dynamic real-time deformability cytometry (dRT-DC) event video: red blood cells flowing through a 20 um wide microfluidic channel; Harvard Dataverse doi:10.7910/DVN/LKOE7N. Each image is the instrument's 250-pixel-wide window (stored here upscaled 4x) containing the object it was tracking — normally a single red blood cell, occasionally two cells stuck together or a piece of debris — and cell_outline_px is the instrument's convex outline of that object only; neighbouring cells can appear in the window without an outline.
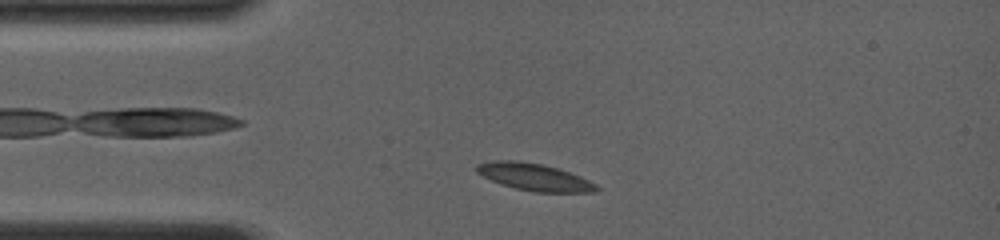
{"species": "common noctule bat (a hibernating species)", "species_latin": "Nyctalus noctula", "temperature_condition": "room temperature", "stored_images_in_passage": 10, "camera_frame_rate_fps": 4000, "um_per_image_px": 0.085, "animal": {"sex": "female", "body_mass_g": 19.0, "forearm_length_mm": 56.7}, "frame": {"image": 1, "passage_image": 4, "time_ms": 1.25, "image_size_px": [1000, 240], "cell_outline_px": [[600, 188], [596, 192], [536, 192], [516, 188], [492, 180], [476, 172], [476, 164], [488, 160], [516, 160], [544, 164], [580, 176], [596, 184]], "centroid_in_image_um": [45.41, 15.03], "position_along_channel_um": 39.6, "area_um2": 18.84}}
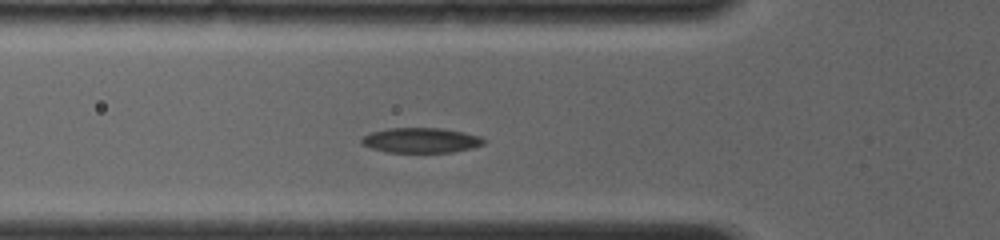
{"frame": {"image": 2, "passage_image": 9, "time_ms": 3.0, "image_size_px": [1000, 240], "cell_outline_px": [[488, 140], [484, 144], [472, 148], [452, 152], [388, 152], [372, 148], [360, 144], [360, 140], [364, 136], [372, 132], [388, 128], [440, 128], [464, 132], [480, 136]], "centroid_in_image_um": [35.81, 11.92], "position_along_channel_um": 90.0, "area_um2": 17.86}}